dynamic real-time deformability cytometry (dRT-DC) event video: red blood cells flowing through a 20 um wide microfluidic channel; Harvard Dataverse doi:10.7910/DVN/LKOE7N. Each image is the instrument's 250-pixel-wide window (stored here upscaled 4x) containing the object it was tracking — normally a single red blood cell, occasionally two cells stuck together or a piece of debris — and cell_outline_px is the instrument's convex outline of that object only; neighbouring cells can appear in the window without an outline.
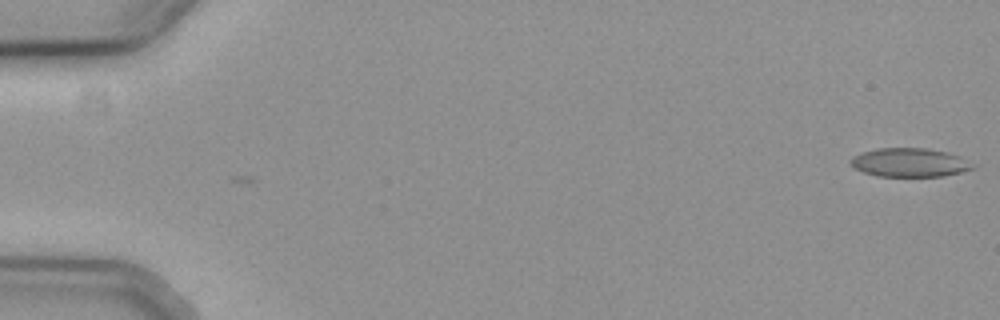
{"species": "common noctule bat (a hibernating species)", "species_latin": "Nyctalus noctula", "temperature_condition": "cold", "stored_images_in_passage": 7, "camera_frame_rate_fps": 3000, "um_per_image_px": 0.085, "animal": {"sex": "female", "body_mass_g": 19.3, "forearm_length_mm": 54.1}, "frame": {"image": 1, "passage_image": 1, "time_ms": 0.0, "image_size_px": [1000, 320], "cell_outline_px": [[980, 164], [976, 168], [944, 176], [880, 176], [864, 172], [848, 164], [848, 160], [852, 156], [860, 152], [876, 148], [928, 148], [948, 152], [960, 156]], "centroid_in_image_um": [77.37, 13.8], "position_along_channel_um": 7.6, "area_um2": 20.92}}